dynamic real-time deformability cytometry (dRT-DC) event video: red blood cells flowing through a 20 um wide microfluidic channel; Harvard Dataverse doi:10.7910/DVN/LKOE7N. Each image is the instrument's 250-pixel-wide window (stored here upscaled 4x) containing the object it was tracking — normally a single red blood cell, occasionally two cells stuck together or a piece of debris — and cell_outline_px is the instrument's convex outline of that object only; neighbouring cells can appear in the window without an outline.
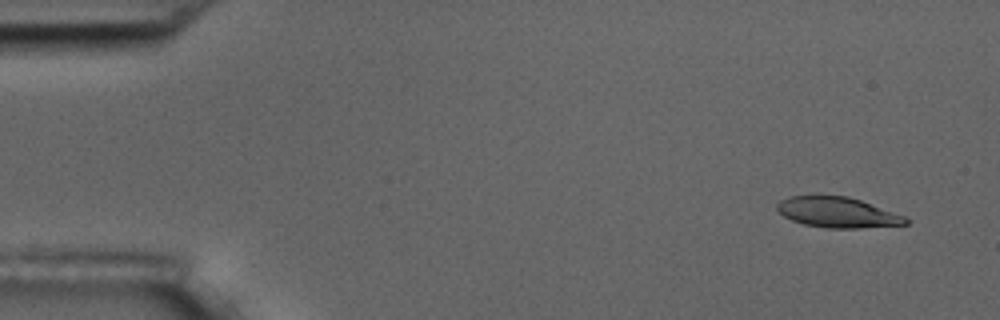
{"species": "common noctule bat (a hibernating species)", "species_latin": "Nyctalus noctula", "temperature_condition": "room temperature", "stored_images_in_passage": 6, "camera_frame_rate_fps": 3000, "um_per_image_px": 0.085, "animal": {"sex": "male", "body_mass_g": 17.5, "forearm_length_mm": 52.3}, "frame": {"image": 1, "passage_image": 1, "time_ms": 0.0, "image_size_px": [1000, 320], "cell_outline_px": [[908, 224], [860, 228], [828, 228], [804, 224], [792, 220], [784, 216], [776, 208], [776, 204], [780, 200], [788, 196], [816, 192], [848, 196], [860, 200], [904, 216], [908, 220]], "centroid_in_image_um": [71.1, 18.0], "position_along_channel_um": 13.9, "area_um2": 23.41}}
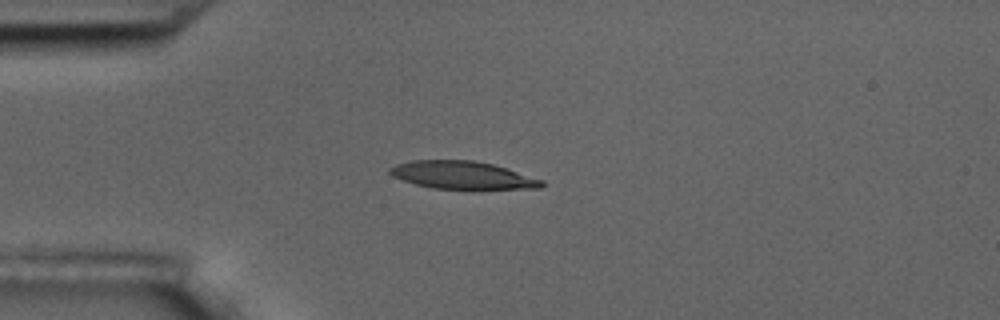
{"frame": {"image": 2, "passage_image": 4, "time_ms": 3.667, "image_size_px": [1000, 320], "cell_outline_px": [[544, 184], [540, 188], [432, 188], [416, 184], [392, 176], [388, 172], [388, 168], [396, 164], [412, 160], [472, 160], [492, 164], [544, 180]], "centroid_in_image_um": [39.26, 14.87], "position_along_channel_um": 45.7, "area_um2": 24.1}}